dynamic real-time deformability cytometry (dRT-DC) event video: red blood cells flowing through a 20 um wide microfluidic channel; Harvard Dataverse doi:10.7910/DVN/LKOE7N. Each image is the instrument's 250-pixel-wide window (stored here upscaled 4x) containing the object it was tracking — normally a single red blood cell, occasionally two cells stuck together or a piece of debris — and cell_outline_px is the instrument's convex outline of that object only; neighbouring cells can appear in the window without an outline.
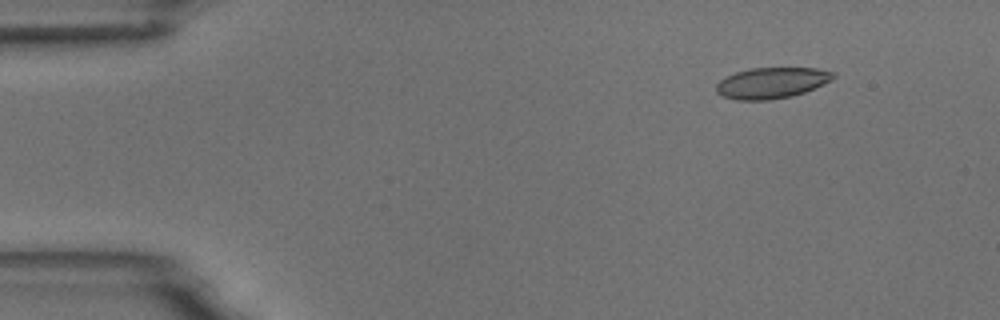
{"species": "common noctule bat (a hibernating species)", "species_latin": "Nyctalus noctula", "temperature_condition": "room temperature", "stored_images_in_passage": 4, "camera_frame_rate_fps": 3000, "um_per_image_px": 0.085, "animal": {"sex": "male", "body_mass_g": 18.8}, "frame": {"image": 1, "passage_image": 2, "time_ms": 1.333, "image_size_px": [1000, 320], "cell_outline_px": [[836, 76], [832, 80], [804, 92], [792, 96], [768, 100], [736, 100], [724, 96], [716, 92], [716, 84], [720, 80], [736, 72], [748, 68], [816, 68], [836, 72]], "centroid_in_image_um": [65.6, 7.04], "position_along_channel_um": 19.4, "area_um2": 21.1}}
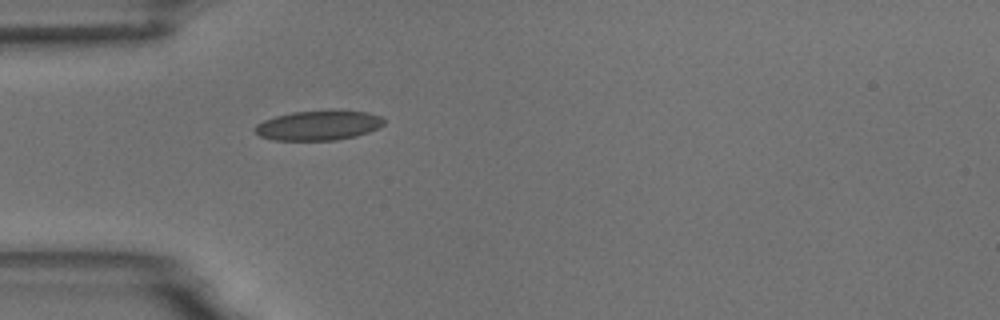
{"frame": {"image": 2, "passage_image": 4, "time_ms": 4.667, "image_size_px": [1000, 320], "cell_outline_px": [[384, 124], [380, 128], [356, 136], [336, 140], [272, 140], [260, 136], [252, 128], [256, 124], [264, 120], [276, 116], [292, 112], [328, 108], [332, 108], [368, 112], [380, 116], [384, 120]], "centroid_in_image_um": [27.09, 10.62], "position_along_channel_um": 57.9, "area_um2": 23.06}}